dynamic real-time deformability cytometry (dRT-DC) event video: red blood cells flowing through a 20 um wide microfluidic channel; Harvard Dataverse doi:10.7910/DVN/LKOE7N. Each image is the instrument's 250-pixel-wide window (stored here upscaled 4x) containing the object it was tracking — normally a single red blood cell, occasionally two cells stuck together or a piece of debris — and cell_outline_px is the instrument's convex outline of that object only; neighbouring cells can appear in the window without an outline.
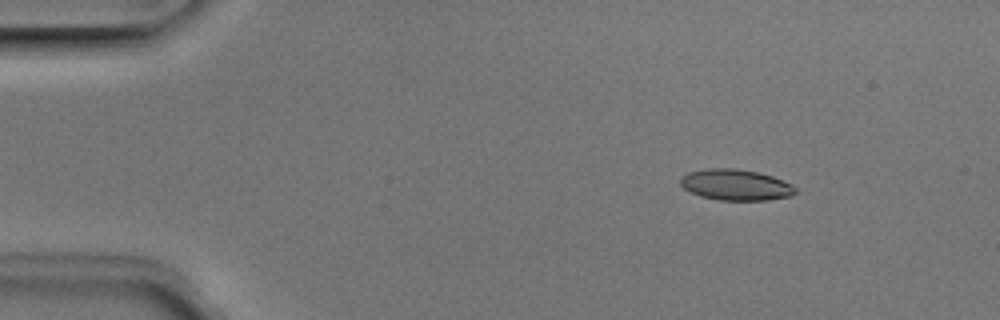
{"species": "Egyptian fruit bat (a non-hibernating species)", "species_latin": "Rousettus aegyptiacus", "temperature_condition": "room temperature", "stored_images_in_passage": 46, "camera_frame_rate_fps": 3000, "um_per_image_px": 0.085, "animal": {"sex": "male"}, "frame": {"image": 1, "passage_image": 2, "time_ms": 0.333, "image_size_px": [1000, 320], "cell_outline_px": [[796, 192], [792, 196], [768, 200], [720, 200], [700, 196], [684, 188], [680, 184], [680, 176], [688, 172], [708, 168], [736, 168], [756, 172], [772, 176], [784, 180], [792, 184], [796, 188]], "centroid_in_image_um": [62.54, 15.71], "position_along_channel_um": 22.5, "area_um2": 20.87}}
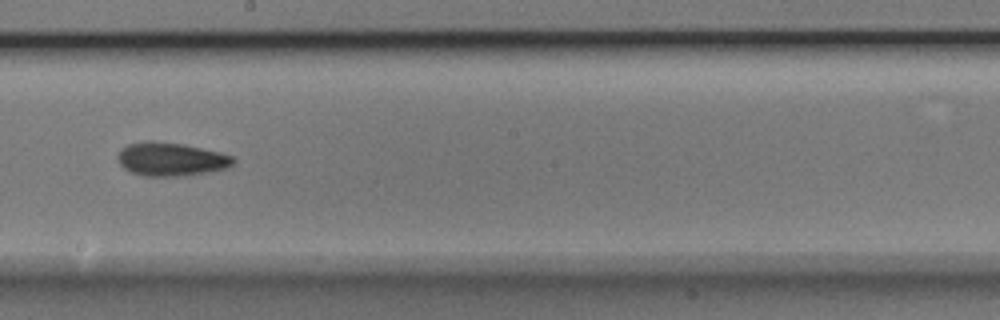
{"frame": {"image": 2, "passage_image": 24, "time_ms": 7.667, "image_size_px": [1000, 320], "cell_outline_px": [[236, 160], [228, 168], [212, 172], [188, 176], [144, 176], [132, 172], [124, 168], [120, 164], [116, 156], [120, 148], [128, 144], [144, 140], [152, 140], [184, 144], [220, 152], [232, 156]], "centroid_in_image_um": [14.53, 13.53], "position_along_channel_um": 233.7, "area_um2": 23.0}}
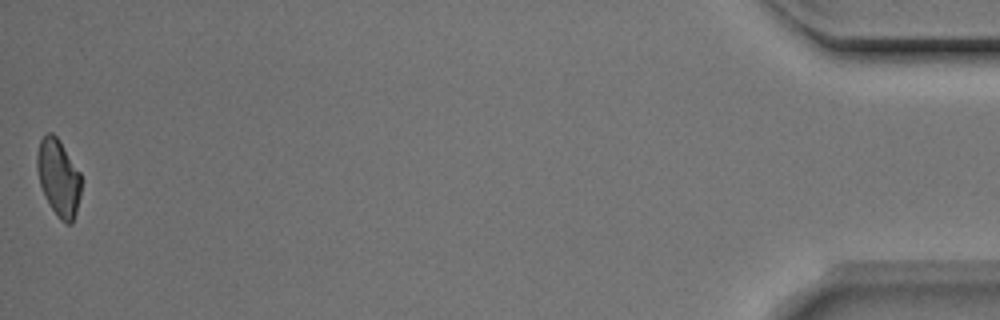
{"frame": {"image": 3, "passage_image": 46, "time_ms": 15.0, "image_size_px": [1000, 320], "cell_outline_px": [[80, 196], [76, 212], [72, 224], [64, 224], [60, 220], [52, 208], [40, 184], [36, 168], [36, 156], [40, 140], [48, 132], [52, 132], [60, 140], [80, 172]], "centroid_in_image_um": [4.97, 15.08], "position_along_channel_um": 430.2, "area_um2": 19.65}, "authors_computed_cell_mechanics": {"area_um2": 21.1837, "velocity_mm_per_s": 3.983, "shape_relaxation_time_tau1_ms": 3.678, "shape_relaxation_time_tau2_ms": 6.7251, "deformation_change_tau1": 0.1205, "deformation_change_tau2": 0.1388}}